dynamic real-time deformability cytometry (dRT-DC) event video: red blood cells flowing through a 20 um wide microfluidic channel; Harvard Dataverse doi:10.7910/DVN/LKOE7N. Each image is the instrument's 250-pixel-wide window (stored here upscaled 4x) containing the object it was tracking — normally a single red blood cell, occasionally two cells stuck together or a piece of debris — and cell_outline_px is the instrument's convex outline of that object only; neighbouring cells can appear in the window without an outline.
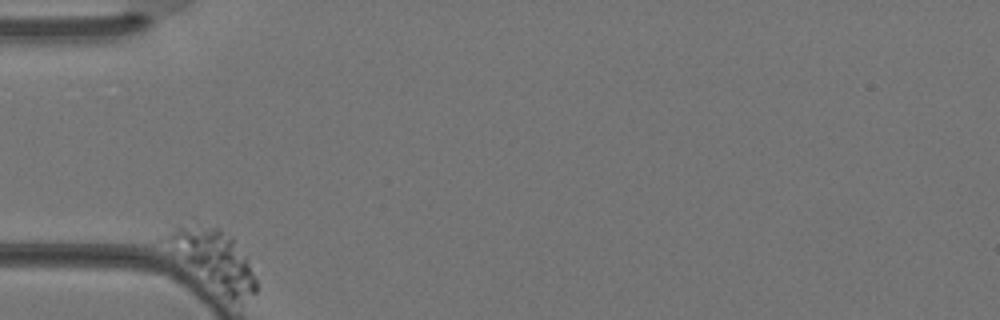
{"species": "Egyptian fruit bat (a non-hibernating species)", "species_latin": "Rousettus aegyptiacus", "temperature_condition": "warm", "stored_images_in_passage": 3, "camera_frame_rate_fps": 3000, "um_per_image_px": 0.085, "animal": {"sex": "female"}, "frame": {"image": 1, "passage_image": 1, "time_ms": 0.0, "image_size_px": [1000, 320], "cell_outline_px": [[256, 292], [240, 304], [232, 300], [172, 252], [168, 240], [168, 236], [172, 232], [180, 228], [220, 228], [232, 236], [244, 256], [256, 280]], "centroid_in_image_um": [18.31, 22.11], "position_along_channel_um": 66.7, "area_um2": 28.03}}
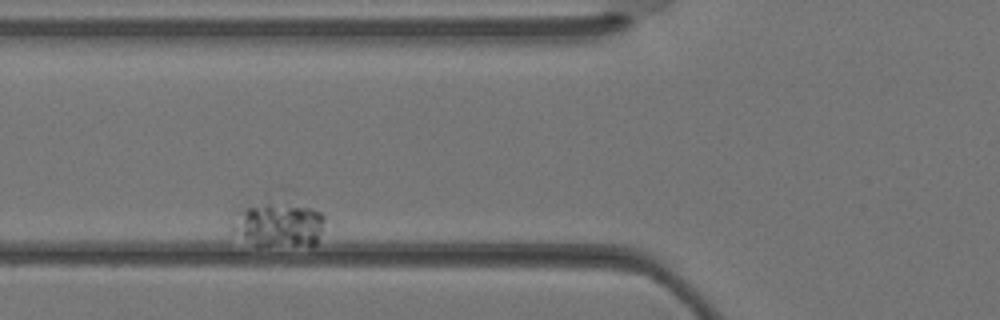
{"frame": {"image": 2, "passage_image": 2, "time_ms": 0.333, "image_size_px": [1000, 320], "cell_outline_px": [[324, 220], [316, 244], [312, 248], [256, 248], [232, 232], [232, 212], [240, 208], [264, 204], [268, 204], [312, 208], [320, 212], [324, 216]], "centroid_in_image_um": [23.62, 19.22], "position_along_channel_um": 102.2, "area_um2": 24.91}}